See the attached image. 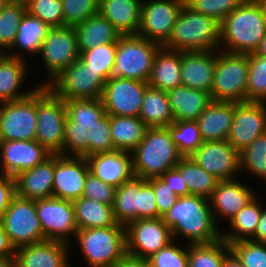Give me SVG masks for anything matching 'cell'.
<instances>
[{
	"label": "cell",
	"instance_id": "1",
	"mask_svg": "<svg viewBox=\"0 0 266 267\" xmlns=\"http://www.w3.org/2000/svg\"><path fill=\"white\" fill-rule=\"evenodd\" d=\"M67 117L64 123L63 156L88 157L111 152L115 148L110 115L98 99L64 101Z\"/></svg>",
	"mask_w": 266,
	"mask_h": 267
},
{
	"label": "cell",
	"instance_id": "2",
	"mask_svg": "<svg viewBox=\"0 0 266 267\" xmlns=\"http://www.w3.org/2000/svg\"><path fill=\"white\" fill-rule=\"evenodd\" d=\"M162 219L171 229L174 240L182 235L188 244H210L222 238L209 199L202 196L179 197Z\"/></svg>",
	"mask_w": 266,
	"mask_h": 267
},
{
	"label": "cell",
	"instance_id": "3",
	"mask_svg": "<svg viewBox=\"0 0 266 267\" xmlns=\"http://www.w3.org/2000/svg\"><path fill=\"white\" fill-rule=\"evenodd\" d=\"M265 35L266 18L259 3L244 0L220 22L219 50L245 55L255 53Z\"/></svg>",
	"mask_w": 266,
	"mask_h": 267
},
{
	"label": "cell",
	"instance_id": "4",
	"mask_svg": "<svg viewBox=\"0 0 266 267\" xmlns=\"http://www.w3.org/2000/svg\"><path fill=\"white\" fill-rule=\"evenodd\" d=\"M220 46V22L190 9L181 8L165 49L179 52L215 51Z\"/></svg>",
	"mask_w": 266,
	"mask_h": 267
},
{
	"label": "cell",
	"instance_id": "5",
	"mask_svg": "<svg viewBox=\"0 0 266 267\" xmlns=\"http://www.w3.org/2000/svg\"><path fill=\"white\" fill-rule=\"evenodd\" d=\"M134 176L160 177L183 158L168 127L147 128L144 139L131 152Z\"/></svg>",
	"mask_w": 266,
	"mask_h": 267
},
{
	"label": "cell",
	"instance_id": "6",
	"mask_svg": "<svg viewBox=\"0 0 266 267\" xmlns=\"http://www.w3.org/2000/svg\"><path fill=\"white\" fill-rule=\"evenodd\" d=\"M161 47L138 34L121 35L108 80L127 78L147 82L155 55Z\"/></svg>",
	"mask_w": 266,
	"mask_h": 267
},
{
	"label": "cell",
	"instance_id": "7",
	"mask_svg": "<svg viewBox=\"0 0 266 267\" xmlns=\"http://www.w3.org/2000/svg\"><path fill=\"white\" fill-rule=\"evenodd\" d=\"M74 238L88 267H112L126 255L125 226L78 229Z\"/></svg>",
	"mask_w": 266,
	"mask_h": 267
},
{
	"label": "cell",
	"instance_id": "8",
	"mask_svg": "<svg viewBox=\"0 0 266 267\" xmlns=\"http://www.w3.org/2000/svg\"><path fill=\"white\" fill-rule=\"evenodd\" d=\"M248 55L217 50L211 89L215 102H247Z\"/></svg>",
	"mask_w": 266,
	"mask_h": 267
},
{
	"label": "cell",
	"instance_id": "9",
	"mask_svg": "<svg viewBox=\"0 0 266 267\" xmlns=\"http://www.w3.org/2000/svg\"><path fill=\"white\" fill-rule=\"evenodd\" d=\"M67 117L64 100L47 86L37 88L36 140L51 154L63 155L64 123Z\"/></svg>",
	"mask_w": 266,
	"mask_h": 267
},
{
	"label": "cell",
	"instance_id": "10",
	"mask_svg": "<svg viewBox=\"0 0 266 267\" xmlns=\"http://www.w3.org/2000/svg\"><path fill=\"white\" fill-rule=\"evenodd\" d=\"M106 79L76 60L56 76L47 87L64 101L101 98Z\"/></svg>",
	"mask_w": 266,
	"mask_h": 267
},
{
	"label": "cell",
	"instance_id": "11",
	"mask_svg": "<svg viewBox=\"0 0 266 267\" xmlns=\"http://www.w3.org/2000/svg\"><path fill=\"white\" fill-rule=\"evenodd\" d=\"M44 63L48 78L40 86H47L56 76L80 57L77 34L74 27L50 28L39 54Z\"/></svg>",
	"mask_w": 266,
	"mask_h": 267
},
{
	"label": "cell",
	"instance_id": "12",
	"mask_svg": "<svg viewBox=\"0 0 266 267\" xmlns=\"http://www.w3.org/2000/svg\"><path fill=\"white\" fill-rule=\"evenodd\" d=\"M37 89L27 98L0 103V141L36 140Z\"/></svg>",
	"mask_w": 266,
	"mask_h": 267
},
{
	"label": "cell",
	"instance_id": "13",
	"mask_svg": "<svg viewBox=\"0 0 266 267\" xmlns=\"http://www.w3.org/2000/svg\"><path fill=\"white\" fill-rule=\"evenodd\" d=\"M2 223L15 249L45 241L35 208V200L16 195L10 202Z\"/></svg>",
	"mask_w": 266,
	"mask_h": 267
},
{
	"label": "cell",
	"instance_id": "14",
	"mask_svg": "<svg viewBox=\"0 0 266 267\" xmlns=\"http://www.w3.org/2000/svg\"><path fill=\"white\" fill-rule=\"evenodd\" d=\"M126 254L148 259L174 241L171 229L162 217L139 219L125 226Z\"/></svg>",
	"mask_w": 266,
	"mask_h": 267
},
{
	"label": "cell",
	"instance_id": "15",
	"mask_svg": "<svg viewBox=\"0 0 266 267\" xmlns=\"http://www.w3.org/2000/svg\"><path fill=\"white\" fill-rule=\"evenodd\" d=\"M35 208L45 240L71 245V237L74 238L78 231L73 201L56 197L38 199L35 200Z\"/></svg>",
	"mask_w": 266,
	"mask_h": 267
},
{
	"label": "cell",
	"instance_id": "16",
	"mask_svg": "<svg viewBox=\"0 0 266 267\" xmlns=\"http://www.w3.org/2000/svg\"><path fill=\"white\" fill-rule=\"evenodd\" d=\"M184 4L185 0H142L137 34L163 46Z\"/></svg>",
	"mask_w": 266,
	"mask_h": 267
},
{
	"label": "cell",
	"instance_id": "17",
	"mask_svg": "<svg viewBox=\"0 0 266 267\" xmlns=\"http://www.w3.org/2000/svg\"><path fill=\"white\" fill-rule=\"evenodd\" d=\"M147 82L120 78L107 80L101 101L108 115L139 117Z\"/></svg>",
	"mask_w": 266,
	"mask_h": 267
},
{
	"label": "cell",
	"instance_id": "18",
	"mask_svg": "<svg viewBox=\"0 0 266 267\" xmlns=\"http://www.w3.org/2000/svg\"><path fill=\"white\" fill-rule=\"evenodd\" d=\"M189 158L219 181L237 179L240 152L227 140L206 141Z\"/></svg>",
	"mask_w": 266,
	"mask_h": 267
},
{
	"label": "cell",
	"instance_id": "19",
	"mask_svg": "<svg viewBox=\"0 0 266 267\" xmlns=\"http://www.w3.org/2000/svg\"><path fill=\"white\" fill-rule=\"evenodd\" d=\"M266 133V102H234V118L227 141L239 152Z\"/></svg>",
	"mask_w": 266,
	"mask_h": 267
},
{
	"label": "cell",
	"instance_id": "20",
	"mask_svg": "<svg viewBox=\"0 0 266 267\" xmlns=\"http://www.w3.org/2000/svg\"><path fill=\"white\" fill-rule=\"evenodd\" d=\"M89 173L87 158L54 154L53 197L69 201L79 199Z\"/></svg>",
	"mask_w": 266,
	"mask_h": 267
},
{
	"label": "cell",
	"instance_id": "21",
	"mask_svg": "<svg viewBox=\"0 0 266 267\" xmlns=\"http://www.w3.org/2000/svg\"><path fill=\"white\" fill-rule=\"evenodd\" d=\"M51 155L37 140L0 141V173L15 177L43 163Z\"/></svg>",
	"mask_w": 266,
	"mask_h": 267
},
{
	"label": "cell",
	"instance_id": "22",
	"mask_svg": "<svg viewBox=\"0 0 266 267\" xmlns=\"http://www.w3.org/2000/svg\"><path fill=\"white\" fill-rule=\"evenodd\" d=\"M70 248L58 240L20 246L15 250L16 267H71Z\"/></svg>",
	"mask_w": 266,
	"mask_h": 267
},
{
	"label": "cell",
	"instance_id": "23",
	"mask_svg": "<svg viewBox=\"0 0 266 267\" xmlns=\"http://www.w3.org/2000/svg\"><path fill=\"white\" fill-rule=\"evenodd\" d=\"M238 180L219 181L209 198L217 225H219L218 221L220 219L230 221L239 210L244 208L257 195L256 190Z\"/></svg>",
	"mask_w": 266,
	"mask_h": 267
},
{
	"label": "cell",
	"instance_id": "24",
	"mask_svg": "<svg viewBox=\"0 0 266 267\" xmlns=\"http://www.w3.org/2000/svg\"><path fill=\"white\" fill-rule=\"evenodd\" d=\"M90 173L106 184L119 188L133 176L132 154L114 150L86 157Z\"/></svg>",
	"mask_w": 266,
	"mask_h": 267
},
{
	"label": "cell",
	"instance_id": "25",
	"mask_svg": "<svg viewBox=\"0 0 266 267\" xmlns=\"http://www.w3.org/2000/svg\"><path fill=\"white\" fill-rule=\"evenodd\" d=\"M217 50L181 52V83L211 93Z\"/></svg>",
	"mask_w": 266,
	"mask_h": 267
},
{
	"label": "cell",
	"instance_id": "26",
	"mask_svg": "<svg viewBox=\"0 0 266 267\" xmlns=\"http://www.w3.org/2000/svg\"><path fill=\"white\" fill-rule=\"evenodd\" d=\"M54 154L43 163L15 176L16 195L38 200L53 197Z\"/></svg>",
	"mask_w": 266,
	"mask_h": 267
},
{
	"label": "cell",
	"instance_id": "27",
	"mask_svg": "<svg viewBox=\"0 0 266 267\" xmlns=\"http://www.w3.org/2000/svg\"><path fill=\"white\" fill-rule=\"evenodd\" d=\"M26 63L27 60L0 53V103L27 98L40 86L38 83L29 91L21 90L30 68Z\"/></svg>",
	"mask_w": 266,
	"mask_h": 267
},
{
	"label": "cell",
	"instance_id": "28",
	"mask_svg": "<svg viewBox=\"0 0 266 267\" xmlns=\"http://www.w3.org/2000/svg\"><path fill=\"white\" fill-rule=\"evenodd\" d=\"M234 118V102H215L196 120L203 142L227 140Z\"/></svg>",
	"mask_w": 266,
	"mask_h": 267
},
{
	"label": "cell",
	"instance_id": "29",
	"mask_svg": "<svg viewBox=\"0 0 266 267\" xmlns=\"http://www.w3.org/2000/svg\"><path fill=\"white\" fill-rule=\"evenodd\" d=\"M167 93L174 121H196L211 104L210 93L180 85Z\"/></svg>",
	"mask_w": 266,
	"mask_h": 267
},
{
	"label": "cell",
	"instance_id": "30",
	"mask_svg": "<svg viewBox=\"0 0 266 267\" xmlns=\"http://www.w3.org/2000/svg\"><path fill=\"white\" fill-rule=\"evenodd\" d=\"M142 0H99L98 13L122 35L137 34Z\"/></svg>",
	"mask_w": 266,
	"mask_h": 267
},
{
	"label": "cell",
	"instance_id": "31",
	"mask_svg": "<svg viewBox=\"0 0 266 267\" xmlns=\"http://www.w3.org/2000/svg\"><path fill=\"white\" fill-rule=\"evenodd\" d=\"M50 28L51 27L39 18L31 16L26 12L20 21L14 43L4 54L23 60L26 59L24 57L25 53L29 55L31 54V56L38 55L41 44L47 36Z\"/></svg>",
	"mask_w": 266,
	"mask_h": 267
},
{
	"label": "cell",
	"instance_id": "32",
	"mask_svg": "<svg viewBox=\"0 0 266 267\" xmlns=\"http://www.w3.org/2000/svg\"><path fill=\"white\" fill-rule=\"evenodd\" d=\"M150 87L168 92L181 83V52L161 47L155 55L150 77Z\"/></svg>",
	"mask_w": 266,
	"mask_h": 267
},
{
	"label": "cell",
	"instance_id": "33",
	"mask_svg": "<svg viewBox=\"0 0 266 267\" xmlns=\"http://www.w3.org/2000/svg\"><path fill=\"white\" fill-rule=\"evenodd\" d=\"M74 29L80 53L99 45L117 43L122 35L99 13L74 26Z\"/></svg>",
	"mask_w": 266,
	"mask_h": 267
},
{
	"label": "cell",
	"instance_id": "34",
	"mask_svg": "<svg viewBox=\"0 0 266 267\" xmlns=\"http://www.w3.org/2000/svg\"><path fill=\"white\" fill-rule=\"evenodd\" d=\"M78 229L123 226L117 223L112 205L80 197L73 201Z\"/></svg>",
	"mask_w": 266,
	"mask_h": 267
},
{
	"label": "cell",
	"instance_id": "35",
	"mask_svg": "<svg viewBox=\"0 0 266 267\" xmlns=\"http://www.w3.org/2000/svg\"><path fill=\"white\" fill-rule=\"evenodd\" d=\"M139 118L148 128L168 127L174 122L167 93L148 86L143 96Z\"/></svg>",
	"mask_w": 266,
	"mask_h": 267
},
{
	"label": "cell",
	"instance_id": "36",
	"mask_svg": "<svg viewBox=\"0 0 266 267\" xmlns=\"http://www.w3.org/2000/svg\"><path fill=\"white\" fill-rule=\"evenodd\" d=\"M258 198L260 197L256 195L229 221L231 230L222 231V239L229 245L241 240H250L255 235L264 206Z\"/></svg>",
	"mask_w": 266,
	"mask_h": 267
},
{
	"label": "cell",
	"instance_id": "37",
	"mask_svg": "<svg viewBox=\"0 0 266 267\" xmlns=\"http://www.w3.org/2000/svg\"><path fill=\"white\" fill-rule=\"evenodd\" d=\"M111 135L115 150L132 152L144 139L147 126L139 117L110 115Z\"/></svg>",
	"mask_w": 266,
	"mask_h": 267
},
{
	"label": "cell",
	"instance_id": "38",
	"mask_svg": "<svg viewBox=\"0 0 266 267\" xmlns=\"http://www.w3.org/2000/svg\"><path fill=\"white\" fill-rule=\"evenodd\" d=\"M141 177L133 176L130 180L116 188L113 212L118 224L126 226L139 220V190Z\"/></svg>",
	"mask_w": 266,
	"mask_h": 267
},
{
	"label": "cell",
	"instance_id": "39",
	"mask_svg": "<svg viewBox=\"0 0 266 267\" xmlns=\"http://www.w3.org/2000/svg\"><path fill=\"white\" fill-rule=\"evenodd\" d=\"M175 168L180 172L190 194L209 199L219 180L207 173L189 157H183Z\"/></svg>",
	"mask_w": 266,
	"mask_h": 267
},
{
	"label": "cell",
	"instance_id": "40",
	"mask_svg": "<svg viewBox=\"0 0 266 267\" xmlns=\"http://www.w3.org/2000/svg\"><path fill=\"white\" fill-rule=\"evenodd\" d=\"M188 267H223L230 245L222 238L210 244H187Z\"/></svg>",
	"mask_w": 266,
	"mask_h": 267
},
{
	"label": "cell",
	"instance_id": "41",
	"mask_svg": "<svg viewBox=\"0 0 266 267\" xmlns=\"http://www.w3.org/2000/svg\"><path fill=\"white\" fill-rule=\"evenodd\" d=\"M25 13L24 0H10L0 11V53H5L14 43L20 21Z\"/></svg>",
	"mask_w": 266,
	"mask_h": 267
},
{
	"label": "cell",
	"instance_id": "42",
	"mask_svg": "<svg viewBox=\"0 0 266 267\" xmlns=\"http://www.w3.org/2000/svg\"><path fill=\"white\" fill-rule=\"evenodd\" d=\"M266 181V133L240 151V171Z\"/></svg>",
	"mask_w": 266,
	"mask_h": 267
},
{
	"label": "cell",
	"instance_id": "43",
	"mask_svg": "<svg viewBox=\"0 0 266 267\" xmlns=\"http://www.w3.org/2000/svg\"><path fill=\"white\" fill-rule=\"evenodd\" d=\"M168 128L183 157H189L203 143L197 121H174Z\"/></svg>",
	"mask_w": 266,
	"mask_h": 267
},
{
	"label": "cell",
	"instance_id": "44",
	"mask_svg": "<svg viewBox=\"0 0 266 267\" xmlns=\"http://www.w3.org/2000/svg\"><path fill=\"white\" fill-rule=\"evenodd\" d=\"M248 55L247 102H266V57Z\"/></svg>",
	"mask_w": 266,
	"mask_h": 267
},
{
	"label": "cell",
	"instance_id": "45",
	"mask_svg": "<svg viewBox=\"0 0 266 267\" xmlns=\"http://www.w3.org/2000/svg\"><path fill=\"white\" fill-rule=\"evenodd\" d=\"M116 49L117 43L99 45L92 49L82 51L78 60L83 65H88V68L99 72L108 80L111 68L115 64Z\"/></svg>",
	"mask_w": 266,
	"mask_h": 267
},
{
	"label": "cell",
	"instance_id": "46",
	"mask_svg": "<svg viewBox=\"0 0 266 267\" xmlns=\"http://www.w3.org/2000/svg\"><path fill=\"white\" fill-rule=\"evenodd\" d=\"M26 12L39 18L49 27H63L64 15L61 0H24Z\"/></svg>",
	"mask_w": 266,
	"mask_h": 267
},
{
	"label": "cell",
	"instance_id": "47",
	"mask_svg": "<svg viewBox=\"0 0 266 267\" xmlns=\"http://www.w3.org/2000/svg\"><path fill=\"white\" fill-rule=\"evenodd\" d=\"M231 251L245 267H266V243L241 240L230 244Z\"/></svg>",
	"mask_w": 266,
	"mask_h": 267
},
{
	"label": "cell",
	"instance_id": "48",
	"mask_svg": "<svg viewBox=\"0 0 266 267\" xmlns=\"http://www.w3.org/2000/svg\"><path fill=\"white\" fill-rule=\"evenodd\" d=\"M64 26L74 27L98 13L99 0H61Z\"/></svg>",
	"mask_w": 266,
	"mask_h": 267
},
{
	"label": "cell",
	"instance_id": "49",
	"mask_svg": "<svg viewBox=\"0 0 266 267\" xmlns=\"http://www.w3.org/2000/svg\"><path fill=\"white\" fill-rule=\"evenodd\" d=\"M147 260L150 267H188V246L180 247L174 240Z\"/></svg>",
	"mask_w": 266,
	"mask_h": 267
},
{
	"label": "cell",
	"instance_id": "50",
	"mask_svg": "<svg viewBox=\"0 0 266 267\" xmlns=\"http://www.w3.org/2000/svg\"><path fill=\"white\" fill-rule=\"evenodd\" d=\"M244 0H185V4L195 12L211 16L221 22Z\"/></svg>",
	"mask_w": 266,
	"mask_h": 267
},
{
	"label": "cell",
	"instance_id": "51",
	"mask_svg": "<svg viewBox=\"0 0 266 267\" xmlns=\"http://www.w3.org/2000/svg\"><path fill=\"white\" fill-rule=\"evenodd\" d=\"M115 191V187L89 173L85 180L82 197L113 206Z\"/></svg>",
	"mask_w": 266,
	"mask_h": 267
},
{
	"label": "cell",
	"instance_id": "52",
	"mask_svg": "<svg viewBox=\"0 0 266 267\" xmlns=\"http://www.w3.org/2000/svg\"><path fill=\"white\" fill-rule=\"evenodd\" d=\"M159 218L158 206L152 184L141 178V188L139 190V219Z\"/></svg>",
	"mask_w": 266,
	"mask_h": 267
},
{
	"label": "cell",
	"instance_id": "53",
	"mask_svg": "<svg viewBox=\"0 0 266 267\" xmlns=\"http://www.w3.org/2000/svg\"><path fill=\"white\" fill-rule=\"evenodd\" d=\"M147 180L152 184L160 218L176 203L179 196L160 177Z\"/></svg>",
	"mask_w": 266,
	"mask_h": 267
},
{
	"label": "cell",
	"instance_id": "54",
	"mask_svg": "<svg viewBox=\"0 0 266 267\" xmlns=\"http://www.w3.org/2000/svg\"><path fill=\"white\" fill-rule=\"evenodd\" d=\"M15 196V177L0 173V221L3 220L8 206Z\"/></svg>",
	"mask_w": 266,
	"mask_h": 267
},
{
	"label": "cell",
	"instance_id": "55",
	"mask_svg": "<svg viewBox=\"0 0 266 267\" xmlns=\"http://www.w3.org/2000/svg\"><path fill=\"white\" fill-rule=\"evenodd\" d=\"M160 178L177 194V196L190 195L187 185L184 183L180 172L174 167L162 174Z\"/></svg>",
	"mask_w": 266,
	"mask_h": 267
},
{
	"label": "cell",
	"instance_id": "56",
	"mask_svg": "<svg viewBox=\"0 0 266 267\" xmlns=\"http://www.w3.org/2000/svg\"><path fill=\"white\" fill-rule=\"evenodd\" d=\"M15 250L5 232L2 221H0V258H14Z\"/></svg>",
	"mask_w": 266,
	"mask_h": 267
},
{
	"label": "cell",
	"instance_id": "57",
	"mask_svg": "<svg viewBox=\"0 0 266 267\" xmlns=\"http://www.w3.org/2000/svg\"><path fill=\"white\" fill-rule=\"evenodd\" d=\"M112 267H150L147 259L136 258L126 254L121 260Z\"/></svg>",
	"mask_w": 266,
	"mask_h": 267
},
{
	"label": "cell",
	"instance_id": "58",
	"mask_svg": "<svg viewBox=\"0 0 266 267\" xmlns=\"http://www.w3.org/2000/svg\"><path fill=\"white\" fill-rule=\"evenodd\" d=\"M265 208L263 207L262 209L261 218L255 230V235L250 240L266 243V209Z\"/></svg>",
	"mask_w": 266,
	"mask_h": 267
},
{
	"label": "cell",
	"instance_id": "59",
	"mask_svg": "<svg viewBox=\"0 0 266 267\" xmlns=\"http://www.w3.org/2000/svg\"><path fill=\"white\" fill-rule=\"evenodd\" d=\"M223 267H245L242 265L241 261L236 257V255L230 251L224 260Z\"/></svg>",
	"mask_w": 266,
	"mask_h": 267
},
{
	"label": "cell",
	"instance_id": "60",
	"mask_svg": "<svg viewBox=\"0 0 266 267\" xmlns=\"http://www.w3.org/2000/svg\"><path fill=\"white\" fill-rule=\"evenodd\" d=\"M255 54L266 57V35L260 41L259 47L255 51Z\"/></svg>",
	"mask_w": 266,
	"mask_h": 267
},
{
	"label": "cell",
	"instance_id": "61",
	"mask_svg": "<svg viewBox=\"0 0 266 267\" xmlns=\"http://www.w3.org/2000/svg\"><path fill=\"white\" fill-rule=\"evenodd\" d=\"M0 267H16L14 258H0Z\"/></svg>",
	"mask_w": 266,
	"mask_h": 267
},
{
	"label": "cell",
	"instance_id": "62",
	"mask_svg": "<svg viewBox=\"0 0 266 267\" xmlns=\"http://www.w3.org/2000/svg\"><path fill=\"white\" fill-rule=\"evenodd\" d=\"M256 1L259 3L263 11L264 17L266 18V0H256Z\"/></svg>",
	"mask_w": 266,
	"mask_h": 267
},
{
	"label": "cell",
	"instance_id": "63",
	"mask_svg": "<svg viewBox=\"0 0 266 267\" xmlns=\"http://www.w3.org/2000/svg\"><path fill=\"white\" fill-rule=\"evenodd\" d=\"M10 0H0V11L8 4Z\"/></svg>",
	"mask_w": 266,
	"mask_h": 267
}]
</instances>
